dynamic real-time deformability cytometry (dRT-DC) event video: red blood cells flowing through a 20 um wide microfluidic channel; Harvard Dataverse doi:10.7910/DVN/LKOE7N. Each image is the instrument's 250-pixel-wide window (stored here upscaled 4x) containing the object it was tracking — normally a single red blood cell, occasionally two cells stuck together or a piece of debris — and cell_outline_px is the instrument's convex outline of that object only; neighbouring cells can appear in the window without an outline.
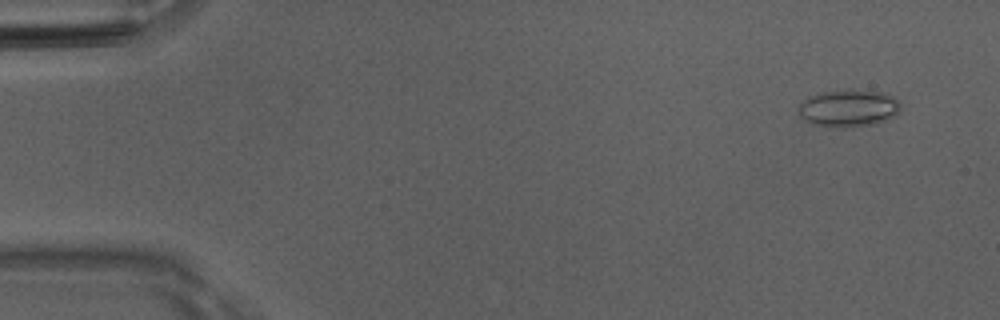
{"species": "Egyptian fruit bat (a non-hibernating species)", "species_latin": "Rousettus aegyptiacus", "temperature_condition": "room temperature", "stored_images_in_passage": 14, "camera_frame_rate_fps": 3000, "um_per_image_px": 0.085, "animal": {"sex": "male"}, "frame": {"image": 1, "passage_image": 4, "time_ms": 1.0, "image_size_px": [1000, 320], "cell_outline_px": [[900, 108], [896, 116], [872, 124], [844, 128], [828, 128], [804, 120], [800, 116], [800, 100], [808, 96], [820, 92], [852, 88], [888, 92], [900, 104]], "centroid_in_image_um": [72.12, 9.17], "position_along_channel_um": 12.9, "area_um2": 22.72}}